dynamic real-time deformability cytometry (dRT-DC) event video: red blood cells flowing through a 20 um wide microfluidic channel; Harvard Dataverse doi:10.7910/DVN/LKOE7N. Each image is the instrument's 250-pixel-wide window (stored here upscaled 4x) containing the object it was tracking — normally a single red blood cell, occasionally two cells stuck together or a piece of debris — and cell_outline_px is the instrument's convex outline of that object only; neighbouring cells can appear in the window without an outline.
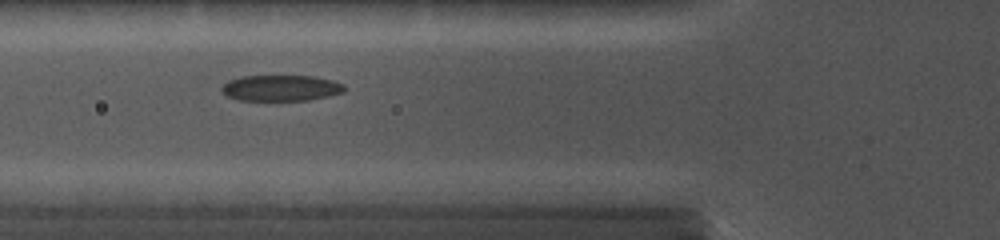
{"species": "common noctule bat (a hibernating species)", "species_latin": "Nyctalus noctula", "temperature_condition": "cold", "stored_images_in_passage": 30, "camera_frame_rate_fps": 5000, "um_per_image_px": 0.085, "animal": {"sex": "female", "body_mass_g": 19.0, "forearm_length_mm": 56.7}, "frame": {"image": 1, "passage_image": 9, "time_ms": 2.4, "image_size_px": [1000, 240], "cell_outline_px": [[344, 92], [328, 96], [308, 100], [240, 100], [228, 96], [220, 88], [228, 80], [240, 76], [312, 76], [332, 80], [344, 84]], "centroid_in_image_um": [23.88, 7.47], "position_along_channel_um": 101.9, "area_um2": 18.44}}